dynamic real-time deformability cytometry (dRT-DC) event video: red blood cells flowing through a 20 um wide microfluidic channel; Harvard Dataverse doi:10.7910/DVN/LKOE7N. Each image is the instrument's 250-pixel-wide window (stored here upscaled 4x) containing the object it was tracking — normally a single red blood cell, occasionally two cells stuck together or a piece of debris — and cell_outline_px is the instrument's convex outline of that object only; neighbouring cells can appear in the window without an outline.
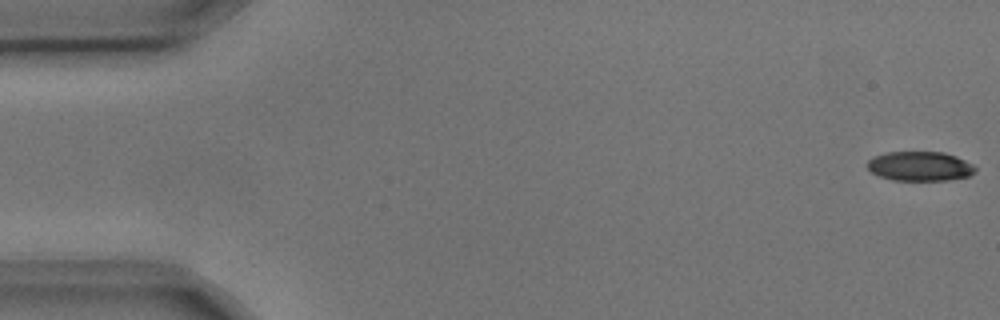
{"species": "common noctule bat (a hibernating species)", "species_latin": "Nyctalus noctula", "temperature_condition": "cold", "stored_images_in_passage": 5, "camera_frame_rate_fps": 3000, "um_per_image_px": 0.085, "animal": {"sex": "male", "body_mass_g": 17.9, "forearm_length_mm": 54.2}, "frame": {"image": 1, "passage_image": 1, "time_ms": 0.0, "image_size_px": [1000, 320], "cell_outline_px": [[976, 172], [968, 176], [948, 180], [892, 180], [880, 176], [872, 172], [868, 168], [868, 160], [872, 156], [888, 152], [944, 152], [956, 156], [972, 164], [976, 168]], "centroid_in_image_um": [78.2, 14.12], "position_along_channel_um": 6.8, "area_um2": 18.5}}
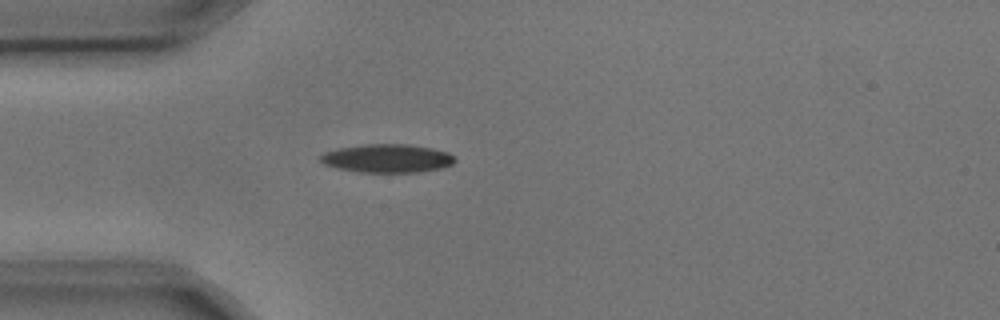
{"frame": {"image": 2, "passage_image": 5, "time_ms": 1.333, "image_size_px": [1000, 320], "cell_outline_px": [[456, 160], [452, 164], [440, 168], [420, 172], [360, 172], [336, 168], [324, 164], [320, 160], [320, 156], [324, 152], [340, 148], [364, 144], [408, 144], [432, 148], [448, 152]], "centroid_in_image_um": [32.91, 13.46], "position_along_channel_um": 52.1, "area_um2": 22.2}}